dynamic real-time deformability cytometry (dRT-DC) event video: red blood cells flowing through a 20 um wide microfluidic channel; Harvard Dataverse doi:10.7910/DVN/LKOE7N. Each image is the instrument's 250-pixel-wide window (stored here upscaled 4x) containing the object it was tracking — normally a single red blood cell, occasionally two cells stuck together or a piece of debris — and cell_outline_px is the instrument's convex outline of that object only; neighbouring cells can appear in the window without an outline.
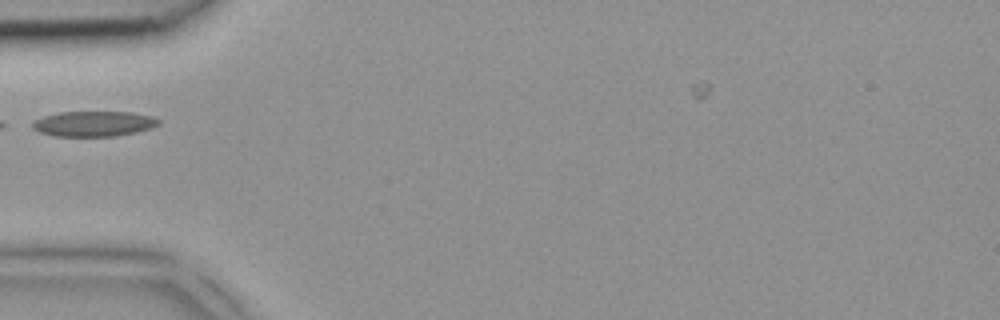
{"species": "common noctule bat (a hibernating species)", "species_latin": "Nyctalus noctula", "temperature_condition": "room temperature", "stored_images_in_passage": 4, "camera_frame_rate_fps": 3000, "um_per_image_px": 0.085, "animal": {"sex": "female", "body_mass_g": 18.4}, "frame": {"image": 1, "passage_image": 4, "time_ms": 1.0, "image_size_px": [1000, 320], "cell_outline_px": [[160, 124], [152, 128], [136, 132], [116, 136], [56, 136], [40, 132], [32, 128], [32, 120], [44, 116], [60, 112], [132, 112], [152, 116], [160, 120]], "centroid_in_image_um": [7.98, 10.51], "position_along_channel_um": 77.0, "area_um2": 18.67}}